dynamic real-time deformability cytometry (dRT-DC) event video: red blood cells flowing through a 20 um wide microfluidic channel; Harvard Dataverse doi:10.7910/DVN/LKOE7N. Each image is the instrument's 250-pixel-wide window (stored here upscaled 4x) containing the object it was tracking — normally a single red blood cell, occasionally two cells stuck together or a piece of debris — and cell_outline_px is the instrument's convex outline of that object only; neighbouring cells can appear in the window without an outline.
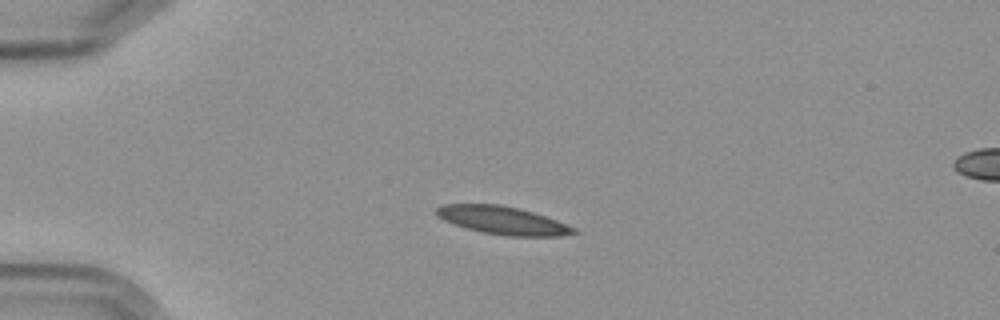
{"species": "Egyptian fruit bat (a non-hibernating species)", "species_latin": "Rousettus aegyptiacus", "temperature_condition": "cold", "stored_images_in_passage": 5, "camera_frame_rate_fps": 3000, "um_per_image_px": 0.085, "frame": {"image": 1, "passage_image": 3, "time_ms": 2.333, "image_size_px": [1000, 320], "cell_outline_px": [[580, 232], [560, 236], [508, 236], [484, 232], [452, 224], [436, 216], [436, 208], [440, 204], [500, 204], [520, 208], [556, 220], [576, 228]], "centroid_in_image_um": [42.72, 18.72], "position_along_channel_um": 42.3, "area_um2": 22.37}}
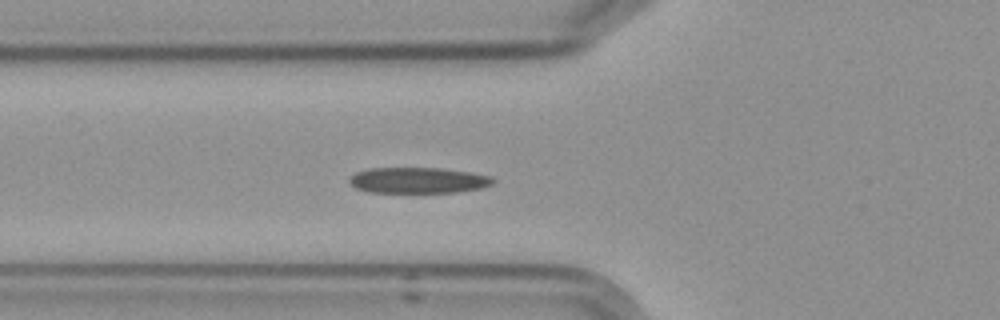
{"frame": {"image": 2, "passage_image": 5, "time_ms": 4.667, "image_size_px": [1000, 320], "cell_outline_px": [[496, 180], [492, 184], [480, 188], [456, 192], [368, 192], [356, 188], [348, 184], [348, 176], [356, 172], [368, 168], [440, 168], [472, 172], [492, 176]], "centroid_in_image_um": [35.51, 15.32], "position_along_channel_um": 90.3, "area_um2": 21.85}}